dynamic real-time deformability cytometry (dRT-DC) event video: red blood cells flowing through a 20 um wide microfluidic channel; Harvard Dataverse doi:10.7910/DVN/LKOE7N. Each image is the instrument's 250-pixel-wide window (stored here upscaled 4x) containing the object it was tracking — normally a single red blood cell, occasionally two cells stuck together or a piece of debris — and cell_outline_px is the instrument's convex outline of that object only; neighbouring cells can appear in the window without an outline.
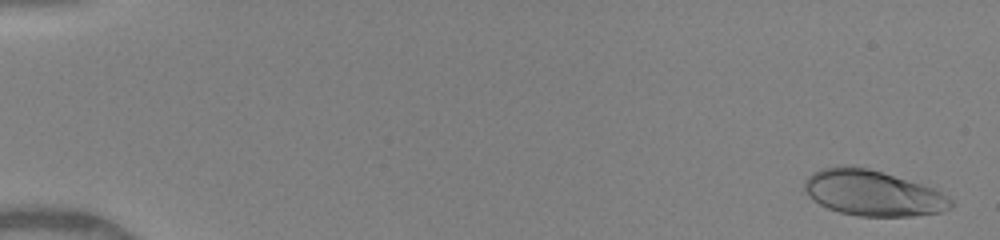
{"species": "human", "species_latin": "Homo sapiens", "temperature_condition": "warm", "stored_images_in_passage": 44, "camera_frame_rate_fps": 3000, "um_per_image_px": 0.085, "donor": {"sex": "female"}, "frame": {"image": 1, "passage_image": 2, "time_ms": 0.333, "image_size_px": [1000, 240], "cell_outline_px": [[956, 204], [952, 208], [944, 212], [912, 216], [856, 216], [840, 212], [828, 208], [812, 200], [804, 188], [804, 184], [808, 176], [812, 172], [820, 168], [836, 164], [852, 164], [868, 168], [936, 188], [948, 196]], "centroid_in_image_um": [74.21, 16.39], "position_along_channel_um": 10.8, "area_um2": 39.65}}
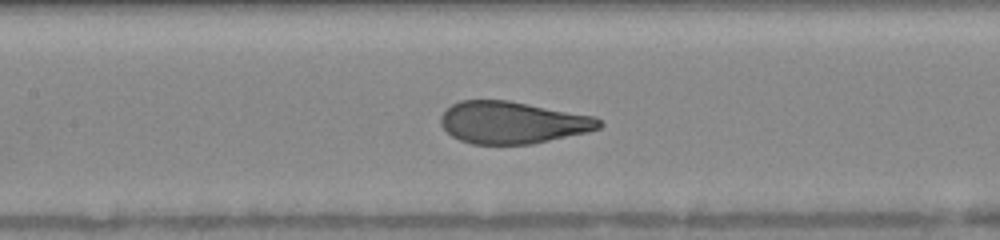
{"frame": {"image": 2, "passage_image": 25, "time_ms": 8.0, "image_size_px": [1000, 240], "cell_outline_px": [[604, 124], [600, 128], [588, 132], [532, 144], [472, 144], [460, 140], [452, 136], [440, 124], [440, 116], [452, 104], [460, 100], [508, 100], [596, 116]], "centroid_in_image_um": [43.58, 10.41], "position_along_channel_um": 163.8, "area_um2": 39.02}}
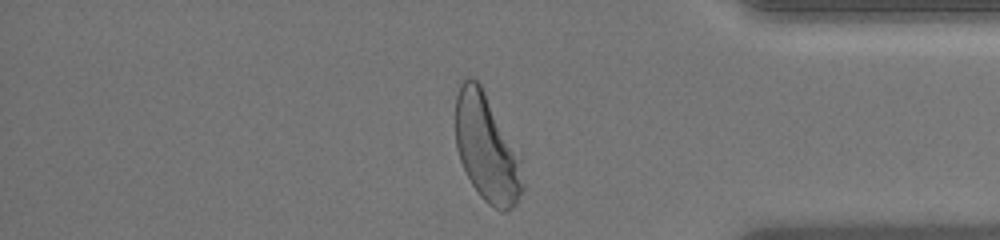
{"frame": {"image": 3, "passage_image": 43, "time_ms": 14.0, "image_size_px": [1000, 240], "cell_outline_px": [[524, 192], [516, 204], [512, 208], [504, 212], [500, 212], [488, 204], [480, 196], [472, 184], [460, 160], [456, 148], [456, 96], [460, 84], [468, 76], [472, 76], [480, 84], [520, 156], [524, 184]], "centroid_in_image_um": [41.38, 12.64], "position_along_channel_um": 393.8, "area_um2": 41.96}, "authors_computed_cell_mechanics": {"area_um2": 39.593, "velocity_mm_per_s": 4.0975, "shape_relaxation_time_tau1_ms": 3.0443, "shape_relaxation_time_tau2_ms": null, "deformation_change_tau1": 0.1914, "deformation_change_tau2": null}}